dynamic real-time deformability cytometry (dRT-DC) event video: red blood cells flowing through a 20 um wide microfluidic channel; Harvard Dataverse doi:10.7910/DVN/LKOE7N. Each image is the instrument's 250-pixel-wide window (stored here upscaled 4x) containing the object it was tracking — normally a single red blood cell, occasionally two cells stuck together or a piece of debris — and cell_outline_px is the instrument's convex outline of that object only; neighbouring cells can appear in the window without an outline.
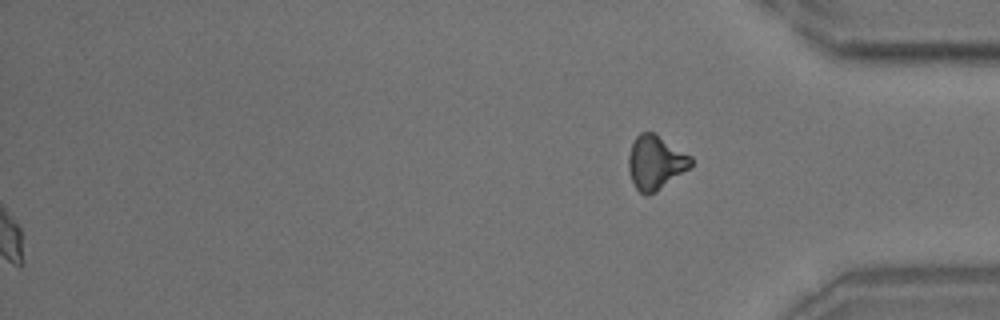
{"species": "common noctule bat (a hibernating species)", "species_latin": "Nyctalus noctula", "temperature_condition": "room temperature", "stored_images_in_passage": 57, "segment_of_instrument_passage": [2, 2], "camera_frame_rate_fps": 3000, "um_per_image_px": 0.085, "animal": {"sex": "male", "body_mass_g": 18.8}, "frame": {"image": 1, "passage_image": 57, "time_ms": 18.667, "image_size_px": [1000, 320], "cell_outline_px": [[692, 164], [688, 168], [656, 192], [648, 196], [644, 196], [636, 188], [632, 180], [628, 168], [628, 156], [632, 144], [636, 136], [640, 132], [656, 132], [692, 156]], "centroid_in_image_um": [55.71, 13.79], "position_along_channel_um": 379.5, "area_um2": 19.77}}